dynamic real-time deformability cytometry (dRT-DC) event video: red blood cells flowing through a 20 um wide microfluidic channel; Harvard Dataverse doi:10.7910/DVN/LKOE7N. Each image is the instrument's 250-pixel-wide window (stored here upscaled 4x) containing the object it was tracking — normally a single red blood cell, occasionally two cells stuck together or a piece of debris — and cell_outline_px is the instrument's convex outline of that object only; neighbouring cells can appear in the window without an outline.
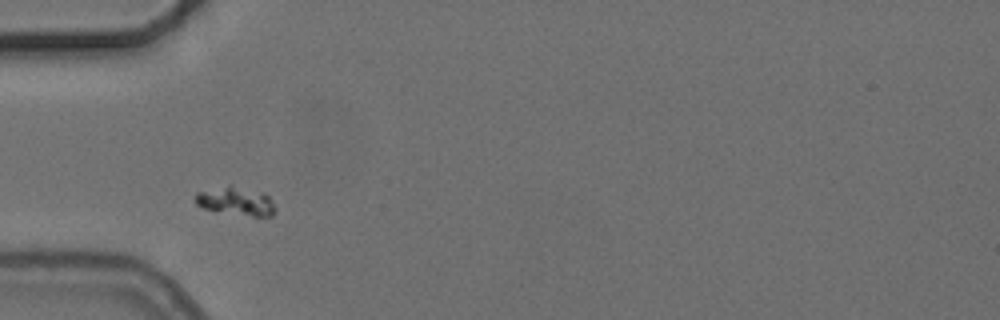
{"species": "common noctule bat (a hibernating species)", "species_latin": "Nyctalus noctula", "temperature_condition": "cold", "stored_images_in_passage": 1, "camera_frame_rate_fps": 3000, "um_per_image_px": 0.085, "animal": {"sex": "female", "body_mass_g": 24.6, "forearm_length_mm": 56.2}, "frame": {"image": 1, "passage_image": 1, "time_ms": 0.0, "image_size_px": [1000, 320], "cell_outline_px": [[276, 208], [272, 216], [252, 216], [204, 208], [196, 204], [196, 192], [228, 184], [232, 184], [264, 192], [268, 196]], "centroid_in_image_um": [20.08, 17.05], "position_along_channel_um": 64.9, "area_um2": 13.24}}